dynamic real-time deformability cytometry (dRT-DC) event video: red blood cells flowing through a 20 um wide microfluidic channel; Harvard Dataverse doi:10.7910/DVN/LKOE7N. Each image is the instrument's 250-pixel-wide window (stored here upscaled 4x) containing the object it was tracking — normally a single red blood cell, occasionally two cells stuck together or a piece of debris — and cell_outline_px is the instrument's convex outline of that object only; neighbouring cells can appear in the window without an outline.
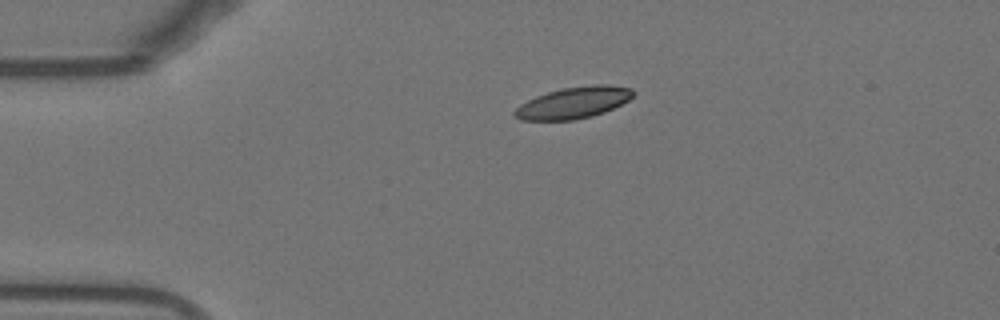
{"species": "Egyptian fruit bat (a non-hibernating species)", "species_latin": "Rousettus aegyptiacus", "temperature_condition": "warm", "stored_images_in_passage": 37, "camera_frame_rate_fps": 3000, "um_per_image_px": 0.085, "animal": {"sex": "female"}, "frame": {"image": 1, "passage_image": 1, "time_ms": 0.0, "image_size_px": [1000, 320], "cell_outline_px": [[636, 92], [628, 100], [604, 112], [592, 116], [572, 120], [520, 120], [512, 116], [512, 112], [520, 104], [536, 96], [560, 88], [592, 84], [608, 84], [632, 88]], "centroid_in_image_um": [48.73, 8.72], "position_along_channel_um": 36.3, "area_um2": 21.91}}
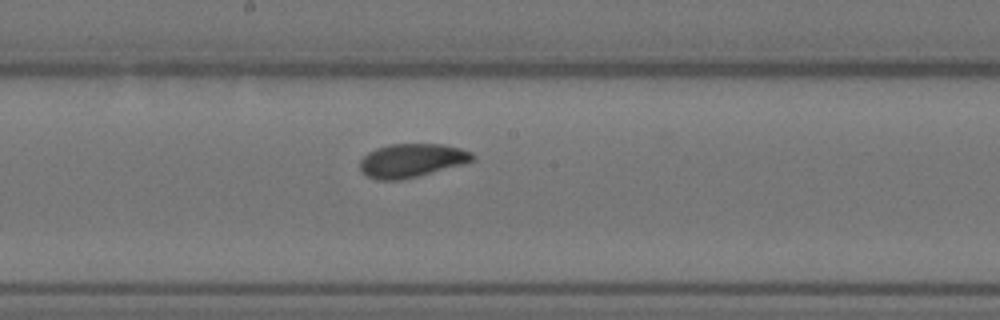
{"frame": {"image": 2, "passage_image": 18, "time_ms": 5.667, "image_size_px": [1000, 320], "cell_outline_px": [[476, 160], [464, 164], [400, 180], [376, 180], [360, 172], [360, 160], [368, 152], [376, 148], [388, 144], [444, 144], [460, 148], [472, 152], [476, 156]], "centroid_in_image_um": [35.0, 13.63], "position_along_channel_um": 213.2, "area_um2": 22.2}}
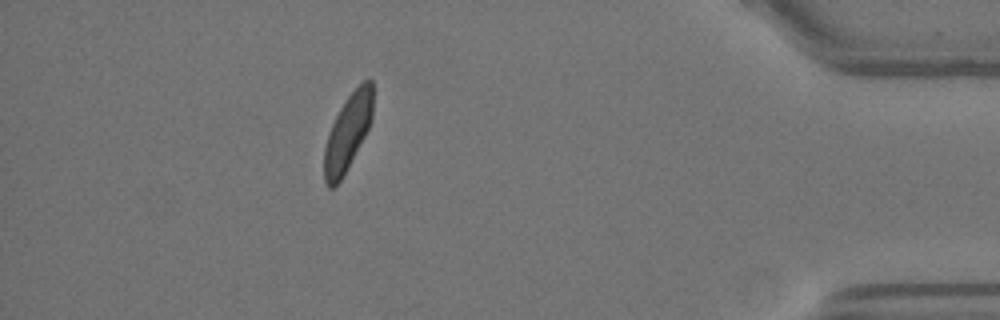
{"frame": {"image": 3, "passage_image": 37, "time_ms": 12.0, "image_size_px": [1000, 320], "cell_outline_px": [[372, 120], [364, 136], [340, 180], [332, 188], [328, 188], [324, 180], [324, 148], [328, 132], [344, 100], [368, 76], [372, 80]], "centroid_in_image_um": [29.54, 11.23], "position_along_channel_um": 405.7, "area_um2": 21.21}, "authors_computed_cell_mechanics": {"area_um2": 22.1374, "velocity_mm_per_s": 3.8065, "shape_relaxation_time_tau1_ms": 3.4247, "shape_relaxation_time_tau2_ms": 3.1891, "deformation_change_tau1": 0.1285, "deformation_change_tau2": 0.0849}}